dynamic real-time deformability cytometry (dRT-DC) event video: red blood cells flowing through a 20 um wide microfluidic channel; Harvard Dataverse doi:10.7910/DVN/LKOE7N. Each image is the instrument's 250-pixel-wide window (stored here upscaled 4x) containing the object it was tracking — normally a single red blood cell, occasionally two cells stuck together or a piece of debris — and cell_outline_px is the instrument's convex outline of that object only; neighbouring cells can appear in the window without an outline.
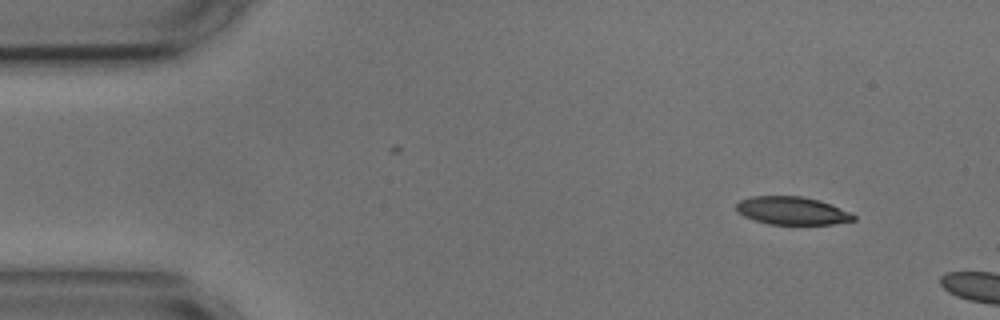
{"species": "common noctule bat (a hibernating species)", "species_latin": "Nyctalus noctula", "temperature_condition": "cold", "stored_images_in_passage": 4, "camera_frame_rate_fps": 3000, "um_per_image_px": 0.085, "animal": {"sex": "male", "body_mass_g": 17.9, "forearm_length_mm": 54.2}, "frame": {"image": 1, "passage_image": 1, "time_ms": 0.0, "image_size_px": [1000, 320], "cell_outline_px": [[856, 220], [832, 224], [768, 224], [744, 216], [736, 212], [736, 204], [740, 200], [752, 196], [800, 196], [820, 200], [832, 204], [856, 216]], "centroid_in_image_um": [67.31, 17.9], "position_along_channel_um": 17.7, "area_um2": 19.07}}